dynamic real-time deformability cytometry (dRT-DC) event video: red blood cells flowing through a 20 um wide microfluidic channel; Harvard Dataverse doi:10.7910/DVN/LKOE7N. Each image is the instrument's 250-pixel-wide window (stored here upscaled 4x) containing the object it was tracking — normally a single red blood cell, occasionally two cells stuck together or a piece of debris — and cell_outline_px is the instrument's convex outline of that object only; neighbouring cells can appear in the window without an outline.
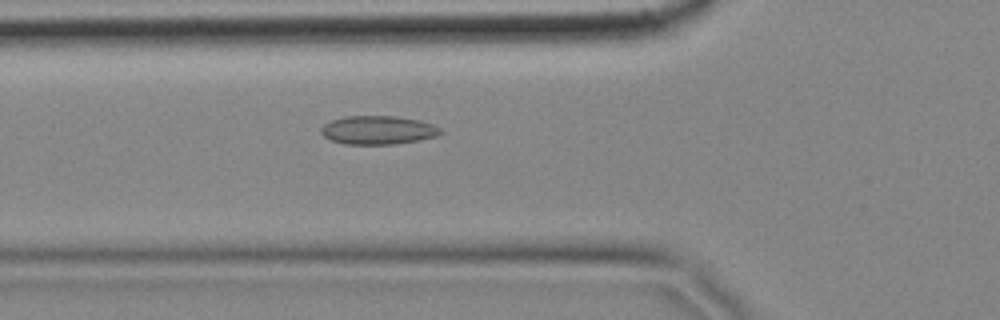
{"species": "common noctule bat (a hibernating species)", "species_latin": "Nyctalus noctula", "temperature_condition": "cold", "stored_images_in_passage": 57, "camera_frame_rate_fps": 3000, "um_per_image_px": 0.085, "animal": {"sex": "female", "body_mass_g": 18.4}, "frame": {"image": 1, "passage_image": 20, "time_ms": 6.333, "image_size_px": [1000, 320], "cell_outline_px": [[444, 132], [436, 136], [416, 140], [392, 144], [344, 144], [332, 140], [324, 136], [320, 132], [320, 128], [324, 124], [332, 120], [344, 116], [396, 116], [420, 120], [432, 124], [440, 128]], "centroid_in_image_um": [32.12, 11.05], "position_along_channel_um": 93.7, "area_um2": 19.83}}
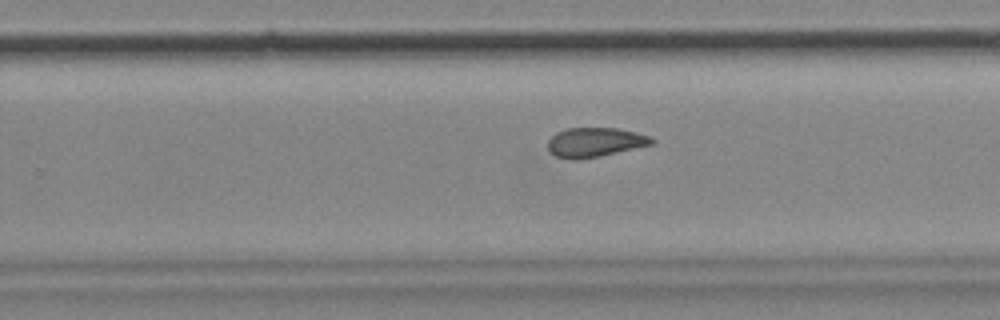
{"frame": {"image": 2, "passage_image": 36, "time_ms": 11.667, "image_size_px": [1000, 320], "cell_outline_px": [[656, 140], [652, 144], [600, 156], [580, 160], [572, 160], [556, 156], [548, 152], [548, 140], [556, 132], [568, 128], [616, 128], [636, 132], [648, 136]], "centroid_in_image_um": [50.53, 12.1], "position_along_channel_um": 279.3, "area_um2": 17.8}}
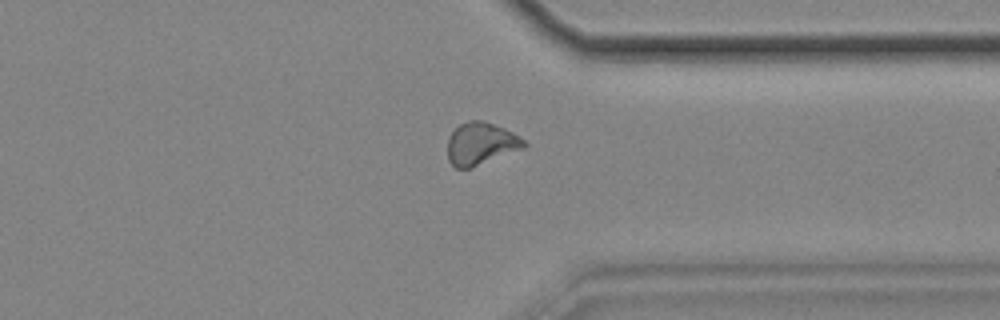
{"frame": {"image": 3, "passage_image": 44, "time_ms": 14.333, "image_size_px": [1000, 320], "cell_outline_px": [[528, 144], [524, 148], [472, 168], [456, 168], [448, 160], [448, 136], [460, 124], [468, 120], [484, 120], [504, 128], [512, 132], [524, 140]], "centroid_in_image_um": [40.87, 12.21], "position_along_channel_um": 370.5, "area_um2": 18.96}, "authors_computed_cell_mechanics": {"area_um2": 18.9584, "velocity_mm_per_s": 3.4813, "shape_relaxation_time_tau1_ms": null, "shape_relaxation_time_tau2_ms": 4.0572, "deformation_change_tau1": null, "deformation_change_tau2": 0.0987}}